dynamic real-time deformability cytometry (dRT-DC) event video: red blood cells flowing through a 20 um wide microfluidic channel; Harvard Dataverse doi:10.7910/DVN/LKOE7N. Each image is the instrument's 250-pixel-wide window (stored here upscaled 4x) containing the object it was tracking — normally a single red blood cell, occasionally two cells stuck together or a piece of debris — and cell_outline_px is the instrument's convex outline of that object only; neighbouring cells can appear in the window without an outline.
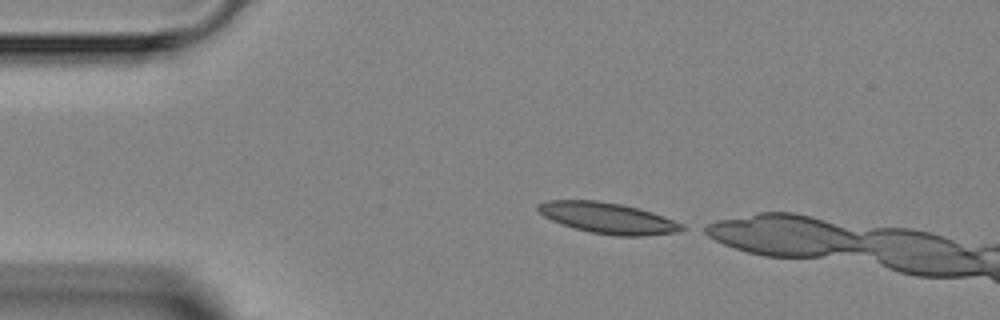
{"species": "Egyptian fruit bat (a non-hibernating species)", "species_latin": "Rousettus aegyptiacus", "temperature_condition": "room temperature", "stored_images_in_passage": 3, "camera_frame_rate_fps": 3000, "um_per_image_px": 0.085, "animal": {"sex": "female"}, "frame": {"image": 1, "passage_image": 1, "time_ms": 0.0, "image_size_px": [1000, 320], "cell_outline_px": [[688, 228], [676, 232], [644, 236], [616, 236], [592, 232], [560, 224], [544, 216], [536, 208], [536, 204], [548, 200], [596, 200], [620, 204], [652, 212], [684, 224]], "centroid_in_image_um": [51.67, 18.53], "position_along_channel_um": 33.3, "area_um2": 25.84}}